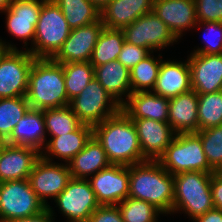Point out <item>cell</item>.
I'll list each match as a JSON object with an SVG mask.
<instances>
[{"instance_id":"1","label":"cell","mask_w":222,"mask_h":222,"mask_svg":"<svg viewBox=\"0 0 222 222\" xmlns=\"http://www.w3.org/2000/svg\"><path fill=\"white\" fill-rule=\"evenodd\" d=\"M93 135L111 164L131 166L147 160L142 154L135 124L122 109L95 125Z\"/></svg>"},{"instance_id":"2","label":"cell","mask_w":222,"mask_h":222,"mask_svg":"<svg viewBox=\"0 0 222 222\" xmlns=\"http://www.w3.org/2000/svg\"><path fill=\"white\" fill-rule=\"evenodd\" d=\"M129 197L154 205L164 216L172 214L174 175L157 160L129 166Z\"/></svg>"},{"instance_id":"3","label":"cell","mask_w":222,"mask_h":222,"mask_svg":"<svg viewBox=\"0 0 222 222\" xmlns=\"http://www.w3.org/2000/svg\"><path fill=\"white\" fill-rule=\"evenodd\" d=\"M26 99L32 109L38 110L69 106L63 66L52 58H35Z\"/></svg>"},{"instance_id":"4","label":"cell","mask_w":222,"mask_h":222,"mask_svg":"<svg viewBox=\"0 0 222 222\" xmlns=\"http://www.w3.org/2000/svg\"><path fill=\"white\" fill-rule=\"evenodd\" d=\"M213 173L189 171L174 175L172 215L183 212L194 220L215 208L211 192Z\"/></svg>"},{"instance_id":"5","label":"cell","mask_w":222,"mask_h":222,"mask_svg":"<svg viewBox=\"0 0 222 222\" xmlns=\"http://www.w3.org/2000/svg\"><path fill=\"white\" fill-rule=\"evenodd\" d=\"M70 31L60 7L53 0H45L35 27L34 42L28 51L35 58H52Z\"/></svg>"},{"instance_id":"6","label":"cell","mask_w":222,"mask_h":222,"mask_svg":"<svg viewBox=\"0 0 222 222\" xmlns=\"http://www.w3.org/2000/svg\"><path fill=\"white\" fill-rule=\"evenodd\" d=\"M172 175L182 172H215L208 163L200 137L196 133L176 134L157 160Z\"/></svg>"},{"instance_id":"7","label":"cell","mask_w":222,"mask_h":222,"mask_svg":"<svg viewBox=\"0 0 222 222\" xmlns=\"http://www.w3.org/2000/svg\"><path fill=\"white\" fill-rule=\"evenodd\" d=\"M82 124L94 127L121 110V105L96 78L69 105Z\"/></svg>"},{"instance_id":"8","label":"cell","mask_w":222,"mask_h":222,"mask_svg":"<svg viewBox=\"0 0 222 222\" xmlns=\"http://www.w3.org/2000/svg\"><path fill=\"white\" fill-rule=\"evenodd\" d=\"M46 208L28 179L0 182V222L34 216Z\"/></svg>"},{"instance_id":"9","label":"cell","mask_w":222,"mask_h":222,"mask_svg":"<svg viewBox=\"0 0 222 222\" xmlns=\"http://www.w3.org/2000/svg\"><path fill=\"white\" fill-rule=\"evenodd\" d=\"M35 57L28 50H8L0 59V99L26 96Z\"/></svg>"},{"instance_id":"10","label":"cell","mask_w":222,"mask_h":222,"mask_svg":"<svg viewBox=\"0 0 222 222\" xmlns=\"http://www.w3.org/2000/svg\"><path fill=\"white\" fill-rule=\"evenodd\" d=\"M125 41L138 47L147 48L151 53L174 45L178 39L168 26L151 11L122 29Z\"/></svg>"},{"instance_id":"11","label":"cell","mask_w":222,"mask_h":222,"mask_svg":"<svg viewBox=\"0 0 222 222\" xmlns=\"http://www.w3.org/2000/svg\"><path fill=\"white\" fill-rule=\"evenodd\" d=\"M54 202L67 222H87L100 206L88 179L71 178Z\"/></svg>"},{"instance_id":"12","label":"cell","mask_w":222,"mask_h":222,"mask_svg":"<svg viewBox=\"0 0 222 222\" xmlns=\"http://www.w3.org/2000/svg\"><path fill=\"white\" fill-rule=\"evenodd\" d=\"M70 169L66 163L51 162L40 157L28 181L37 197L48 207V198L54 200L67 186L71 179Z\"/></svg>"},{"instance_id":"13","label":"cell","mask_w":222,"mask_h":222,"mask_svg":"<svg viewBox=\"0 0 222 222\" xmlns=\"http://www.w3.org/2000/svg\"><path fill=\"white\" fill-rule=\"evenodd\" d=\"M88 181L100 205H117L129 197V166L111 164Z\"/></svg>"},{"instance_id":"14","label":"cell","mask_w":222,"mask_h":222,"mask_svg":"<svg viewBox=\"0 0 222 222\" xmlns=\"http://www.w3.org/2000/svg\"><path fill=\"white\" fill-rule=\"evenodd\" d=\"M104 24L99 21L72 29L62 47L52 57L59 63L89 62Z\"/></svg>"},{"instance_id":"15","label":"cell","mask_w":222,"mask_h":222,"mask_svg":"<svg viewBox=\"0 0 222 222\" xmlns=\"http://www.w3.org/2000/svg\"><path fill=\"white\" fill-rule=\"evenodd\" d=\"M45 0H12L9 7L0 13L6 15V30L9 34L23 41V48L28 50L35 37V27Z\"/></svg>"},{"instance_id":"16","label":"cell","mask_w":222,"mask_h":222,"mask_svg":"<svg viewBox=\"0 0 222 222\" xmlns=\"http://www.w3.org/2000/svg\"><path fill=\"white\" fill-rule=\"evenodd\" d=\"M191 88L197 94H208L222 90V54L188 55Z\"/></svg>"},{"instance_id":"17","label":"cell","mask_w":222,"mask_h":222,"mask_svg":"<svg viewBox=\"0 0 222 222\" xmlns=\"http://www.w3.org/2000/svg\"><path fill=\"white\" fill-rule=\"evenodd\" d=\"M153 12L178 40L198 22L194 0H154Z\"/></svg>"},{"instance_id":"18","label":"cell","mask_w":222,"mask_h":222,"mask_svg":"<svg viewBox=\"0 0 222 222\" xmlns=\"http://www.w3.org/2000/svg\"><path fill=\"white\" fill-rule=\"evenodd\" d=\"M135 124L142 154L147 160H158L173 141L176 133L168 122L149 118L132 119Z\"/></svg>"},{"instance_id":"19","label":"cell","mask_w":222,"mask_h":222,"mask_svg":"<svg viewBox=\"0 0 222 222\" xmlns=\"http://www.w3.org/2000/svg\"><path fill=\"white\" fill-rule=\"evenodd\" d=\"M40 157L35 148L7 144L0 153V182L28 179Z\"/></svg>"},{"instance_id":"20","label":"cell","mask_w":222,"mask_h":222,"mask_svg":"<svg viewBox=\"0 0 222 222\" xmlns=\"http://www.w3.org/2000/svg\"><path fill=\"white\" fill-rule=\"evenodd\" d=\"M190 65L187 61H161L158 77L152 92L165 98H173L190 91Z\"/></svg>"},{"instance_id":"21","label":"cell","mask_w":222,"mask_h":222,"mask_svg":"<svg viewBox=\"0 0 222 222\" xmlns=\"http://www.w3.org/2000/svg\"><path fill=\"white\" fill-rule=\"evenodd\" d=\"M154 0H110L101 10L105 28L122 30L139 17L153 11Z\"/></svg>"},{"instance_id":"22","label":"cell","mask_w":222,"mask_h":222,"mask_svg":"<svg viewBox=\"0 0 222 222\" xmlns=\"http://www.w3.org/2000/svg\"><path fill=\"white\" fill-rule=\"evenodd\" d=\"M93 135V127L81 124L75 131L70 133L48 138L41 157L53 162L54 157L68 163L78 152H80L86 142Z\"/></svg>"},{"instance_id":"23","label":"cell","mask_w":222,"mask_h":222,"mask_svg":"<svg viewBox=\"0 0 222 222\" xmlns=\"http://www.w3.org/2000/svg\"><path fill=\"white\" fill-rule=\"evenodd\" d=\"M168 123L176 134L198 131V94L193 89L169 98Z\"/></svg>"},{"instance_id":"24","label":"cell","mask_w":222,"mask_h":222,"mask_svg":"<svg viewBox=\"0 0 222 222\" xmlns=\"http://www.w3.org/2000/svg\"><path fill=\"white\" fill-rule=\"evenodd\" d=\"M46 133L43 110L30 108L12 130L7 143L32 147L41 152L47 143Z\"/></svg>"},{"instance_id":"25","label":"cell","mask_w":222,"mask_h":222,"mask_svg":"<svg viewBox=\"0 0 222 222\" xmlns=\"http://www.w3.org/2000/svg\"><path fill=\"white\" fill-rule=\"evenodd\" d=\"M169 99L152 91L131 93L121 109L131 119L149 118L155 121L168 122Z\"/></svg>"},{"instance_id":"26","label":"cell","mask_w":222,"mask_h":222,"mask_svg":"<svg viewBox=\"0 0 222 222\" xmlns=\"http://www.w3.org/2000/svg\"><path fill=\"white\" fill-rule=\"evenodd\" d=\"M72 178L88 179L111 165L105 150L94 135L68 163Z\"/></svg>"},{"instance_id":"27","label":"cell","mask_w":222,"mask_h":222,"mask_svg":"<svg viewBox=\"0 0 222 222\" xmlns=\"http://www.w3.org/2000/svg\"><path fill=\"white\" fill-rule=\"evenodd\" d=\"M94 69L98 82L122 106L132 93L130 70L118 59L96 66Z\"/></svg>"},{"instance_id":"28","label":"cell","mask_w":222,"mask_h":222,"mask_svg":"<svg viewBox=\"0 0 222 222\" xmlns=\"http://www.w3.org/2000/svg\"><path fill=\"white\" fill-rule=\"evenodd\" d=\"M62 10L69 28L76 29L100 20V12L89 0H53Z\"/></svg>"},{"instance_id":"29","label":"cell","mask_w":222,"mask_h":222,"mask_svg":"<svg viewBox=\"0 0 222 222\" xmlns=\"http://www.w3.org/2000/svg\"><path fill=\"white\" fill-rule=\"evenodd\" d=\"M124 42L125 37L122 30L104 27L98 37L89 62L95 68L104 63L117 60Z\"/></svg>"},{"instance_id":"30","label":"cell","mask_w":222,"mask_h":222,"mask_svg":"<svg viewBox=\"0 0 222 222\" xmlns=\"http://www.w3.org/2000/svg\"><path fill=\"white\" fill-rule=\"evenodd\" d=\"M152 52L145 59L140 61L132 69H130V84L131 91H152L159 73L161 61L163 60L161 54L158 58Z\"/></svg>"},{"instance_id":"31","label":"cell","mask_w":222,"mask_h":222,"mask_svg":"<svg viewBox=\"0 0 222 222\" xmlns=\"http://www.w3.org/2000/svg\"><path fill=\"white\" fill-rule=\"evenodd\" d=\"M47 136H60L75 131L82 123L70 106L43 110Z\"/></svg>"},{"instance_id":"32","label":"cell","mask_w":222,"mask_h":222,"mask_svg":"<svg viewBox=\"0 0 222 222\" xmlns=\"http://www.w3.org/2000/svg\"><path fill=\"white\" fill-rule=\"evenodd\" d=\"M64 71L65 89L68 100L78 96L95 78V69L90 62L61 64Z\"/></svg>"},{"instance_id":"33","label":"cell","mask_w":222,"mask_h":222,"mask_svg":"<svg viewBox=\"0 0 222 222\" xmlns=\"http://www.w3.org/2000/svg\"><path fill=\"white\" fill-rule=\"evenodd\" d=\"M222 124V90L198 94V131Z\"/></svg>"},{"instance_id":"34","label":"cell","mask_w":222,"mask_h":222,"mask_svg":"<svg viewBox=\"0 0 222 222\" xmlns=\"http://www.w3.org/2000/svg\"><path fill=\"white\" fill-rule=\"evenodd\" d=\"M26 96L0 99V133L8 138L18 121L30 109Z\"/></svg>"},{"instance_id":"35","label":"cell","mask_w":222,"mask_h":222,"mask_svg":"<svg viewBox=\"0 0 222 222\" xmlns=\"http://www.w3.org/2000/svg\"><path fill=\"white\" fill-rule=\"evenodd\" d=\"M117 205L124 222H158L163 215L154 205L131 197Z\"/></svg>"},{"instance_id":"36","label":"cell","mask_w":222,"mask_h":222,"mask_svg":"<svg viewBox=\"0 0 222 222\" xmlns=\"http://www.w3.org/2000/svg\"><path fill=\"white\" fill-rule=\"evenodd\" d=\"M209 166L216 171L222 165V124L197 131Z\"/></svg>"},{"instance_id":"37","label":"cell","mask_w":222,"mask_h":222,"mask_svg":"<svg viewBox=\"0 0 222 222\" xmlns=\"http://www.w3.org/2000/svg\"><path fill=\"white\" fill-rule=\"evenodd\" d=\"M203 30V44L191 53L222 54V22H197L194 29ZM197 27V28H196Z\"/></svg>"},{"instance_id":"38","label":"cell","mask_w":222,"mask_h":222,"mask_svg":"<svg viewBox=\"0 0 222 222\" xmlns=\"http://www.w3.org/2000/svg\"><path fill=\"white\" fill-rule=\"evenodd\" d=\"M198 22H222V0H194Z\"/></svg>"},{"instance_id":"39","label":"cell","mask_w":222,"mask_h":222,"mask_svg":"<svg viewBox=\"0 0 222 222\" xmlns=\"http://www.w3.org/2000/svg\"><path fill=\"white\" fill-rule=\"evenodd\" d=\"M150 54L151 52L147 48L138 47L125 41L118 60L130 70Z\"/></svg>"},{"instance_id":"40","label":"cell","mask_w":222,"mask_h":222,"mask_svg":"<svg viewBox=\"0 0 222 222\" xmlns=\"http://www.w3.org/2000/svg\"><path fill=\"white\" fill-rule=\"evenodd\" d=\"M87 222H124L118 205H100Z\"/></svg>"},{"instance_id":"41","label":"cell","mask_w":222,"mask_h":222,"mask_svg":"<svg viewBox=\"0 0 222 222\" xmlns=\"http://www.w3.org/2000/svg\"><path fill=\"white\" fill-rule=\"evenodd\" d=\"M211 192L216 209L222 210V175L213 173L211 177Z\"/></svg>"},{"instance_id":"42","label":"cell","mask_w":222,"mask_h":222,"mask_svg":"<svg viewBox=\"0 0 222 222\" xmlns=\"http://www.w3.org/2000/svg\"><path fill=\"white\" fill-rule=\"evenodd\" d=\"M55 212L50 205L42 212L27 218L12 219L7 222H55Z\"/></svg>"},{"instance_id":"43","label":"cell","mask_w":222,"mask_h":222,"mask_svg":"<svg viewBox=\"0 0 222 222\" xmlns=\"http://www.w3.org/2000/svg\"><path fill=\"white\" fill-rule=\"evenodd\" d=\"M193 222H222V210L221 209H212L196 217Z\"/></svg>"},{"instance_id":"44","label":"cell","mask_w":222,"mask_h":222,"mask_svg":"<svg viewBox=\"0 0 222 222\" xmlns=\"http://www.w3.org/2000/svg\"><path fill=\"white\" fill-rule=\"evenodd\" d=\"M8 50H18V47L15 44L13 45V43L11 44L0 39V59Z\"/></svg>"},{"instance_id":"45","label":"cell","mask_w":222,"mask_h":222,"mask_svg":"<svg viewBox=\"0 0 222 222\" xmlns=\"http://www.w3.org/2000/svg\"><path fill=\"white\" fill-rule=\"evenodd\" d=\"M92 4H94L99 10H102L110 0H89Z\"/></svg>"},{"instance_id":"46","label":"cell","mask_w":222,"mask_h":222,"mask_svg":"<svg viewBox=\"0 0 222 222\" xmlns=\"http://www.w3.org/2000/svg\"><path fill=\"white\" fill-rule=\"evenodd\" d=\"M11 2L12 0H0V12L5 11Z\"/></svg>"},{"instance_id":"47","label":"cell","mask_w":222,"mask_h":222,"mask_svg":"<svg viewBox=\"0 0 222 222\" xmlns=\"http://www.w3.org/2000/svg\"><path fill=\"white\" fill-rule=\"evenodd\" d=\"M7 144V138L0 133V149H3Z\"/></svg>"},{"instance_id":"48","label":"cell","mask_w":222,"mask_h":222,"mask_svg":"<svg viewBox=\"0 0 222 222\" xmlns=\"http://www.w3.org/2000/svg\"><path fill=\"white\" fill-rule=\"evenodd\" d=\"M215 173L222 175V171H215Z\"/></svg>"},{"instance_id":"49","label":"cell","mask_w":222,"mask_h":222,"mask_svg":"<svg viewBox=\"0 0 222 222\" xmlns=\"http://www.w3.org/2000/svg\"><path fill=\"white\" fill-rule=\"evenodd\" d=\"M216 171H222V165Z\"/></svg>"}]
</instances>
